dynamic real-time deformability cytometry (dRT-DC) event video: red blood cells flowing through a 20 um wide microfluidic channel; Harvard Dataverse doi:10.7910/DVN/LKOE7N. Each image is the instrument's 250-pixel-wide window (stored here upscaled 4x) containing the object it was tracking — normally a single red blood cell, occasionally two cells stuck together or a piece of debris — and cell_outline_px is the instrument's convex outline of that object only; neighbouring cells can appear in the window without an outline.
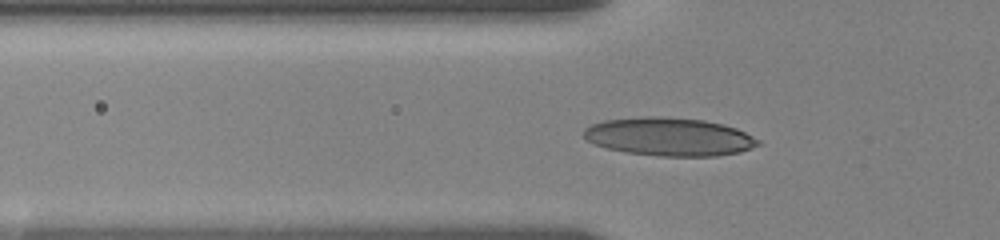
{"species": "human", "species_latin": "Homo sapiens", "temperature_condition": "room temperature", "stored_images_in_passage": 53, "camera_frame_rate_fps": 3000, "um_per_image_px": 0.085, "donor": {"sex": "female"}, "frame": {"image": 1, "passage_image": 2, "time_ms": 0.333, "image_size_px": [1000, 240], "cell_outline_px": [[760, 144], [752, 148], [740, 152], [716, 156], [660, 156], [628, 152], [608, 148], [592, 144], [584, 136], [584, 128], [592, 124], [604, 120], [644, 116], [660, 116], [704, 120], [724, 124], [736, 128], [760, 140]], "centroid_in_image_um": [56.89, 11.62], "position_along_channel_um": 68.9, "area_um2": 38.84}}
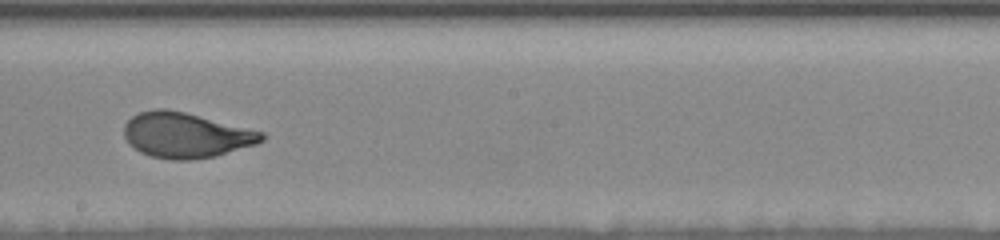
{"frame": {"image": 2, "passage_image": 33, "time_ms": 5.0, "image_size_px": [1000, 240], "cell_outline_px": [[264, 140], [256, 144], [216, 156], [192, 160], [168, 160], [152, 156], [140, 152], [128, 144], [124, 136], [124, 124], [132, 116], [140, 112], [152, 108], [164, 108], [184, 112], [264, 132]], "centroid_in_image_um": [15.76, 11.49], "position_along_channel_um": 232.4, "area_um2": 36.36}}
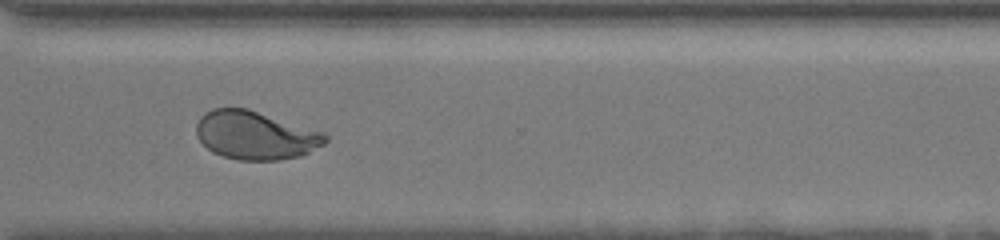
{"frame": {"image": 3, "passage_image": 52, "time_ms": 8.333, "image_size_px": [1000, 240], "cell_outline_px": [[328, 140], [324, 144], [300, 156], [280, 160], [236, 160], [212, 152], [196, 136], [196, 124], [200, 116], [204, 112], [212, 108], [248, 108], [324, 132], [328, 136]], "centroid_in_image_um": [21.7, 11.49], "position_along_channel_um": 348.9, "area_um2": 36.53}}